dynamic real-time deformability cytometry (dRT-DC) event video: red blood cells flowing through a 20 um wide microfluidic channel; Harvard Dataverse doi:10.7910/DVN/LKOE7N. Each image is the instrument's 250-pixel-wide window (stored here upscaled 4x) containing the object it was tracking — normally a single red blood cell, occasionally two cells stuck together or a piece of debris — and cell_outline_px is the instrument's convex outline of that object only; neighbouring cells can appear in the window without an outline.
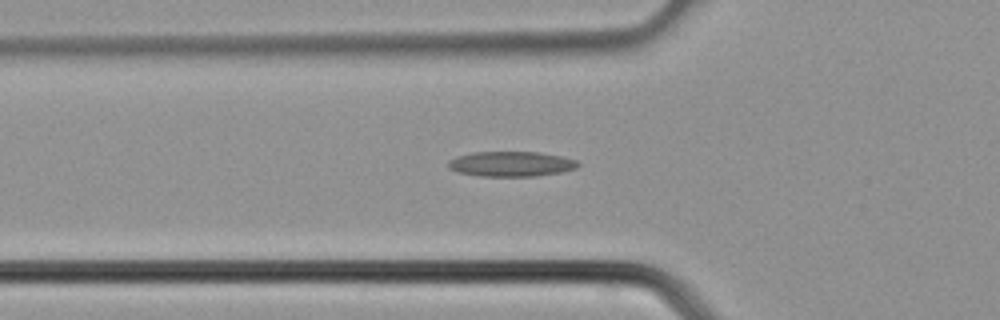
{"species": "common noctule bat (a hibernating species)", "species_latin": "Nyctalus noctula", "temperature_condition": "cold", "stored_images_in_passage": 39, "segment_of_instrument_passage": [1, 2], "camera_frame_rate_fps": 3000, "um_per_image_px": 0.085, "animal": {"sex": "male", "body_mass_g": 21.5, "forearm_length_mm": 52.0}, "frame": {"image": 1, "passage_image": 13, "time_ms": 4.0, "image_size_px": [1000, 320], "cell_outline_px": [[580, 164], [576, 168], [560, 172], [536, 176], [480, 176], [456, 172], [448, 168], [448, 160], [456, 156], [472, 152], [536, 152], [560, 156], [576, 160]], "centroid_in_image_um": [43.39, 13.93], "position_along_channel_um": 82.4, "area_um2": 18.96}}
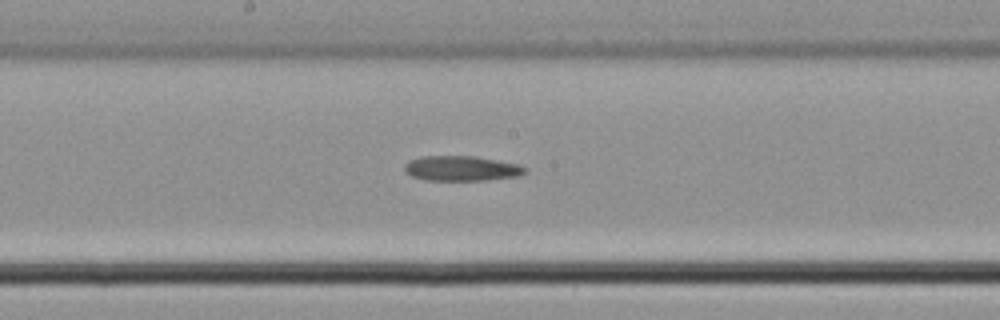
{"frame": {"image": 2, "passage_image": 20, "time_ms": 6.333, "image_size_px": [1000, 320], "cell_outline_px": [[524, 172], [520, 176], [488, 180], [424, 180], [412, 176], [404, 168], [404, 164], [408, 160], [420, 156], [472, 156], [520, 164], [524, 168]], "centroid_in_image_um": [39.2, 14.31], "position_along_channel_um": 209.0, "area_um2": 17.51}}
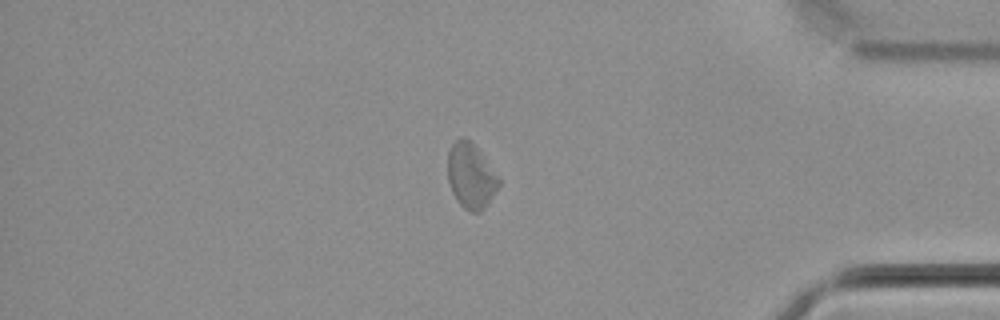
{"frame": {"image": 3, "passage_image": 32, "time_ms": 10.333, "image_size_px": [1000, 320], "cell_outline_px": [[500, 184], [484, 208], [480, 212], [472, 212], [464, 208], [456, 200], [452, 192], [448, 180], [448, 152], [452, 144], [460, 136], [468, 140], [480, 152], [500, 176]], "centroid_in_image_um": [40.02, 14.96], "position_along_channel_um": 395.2, "area_um2": 19.25}}